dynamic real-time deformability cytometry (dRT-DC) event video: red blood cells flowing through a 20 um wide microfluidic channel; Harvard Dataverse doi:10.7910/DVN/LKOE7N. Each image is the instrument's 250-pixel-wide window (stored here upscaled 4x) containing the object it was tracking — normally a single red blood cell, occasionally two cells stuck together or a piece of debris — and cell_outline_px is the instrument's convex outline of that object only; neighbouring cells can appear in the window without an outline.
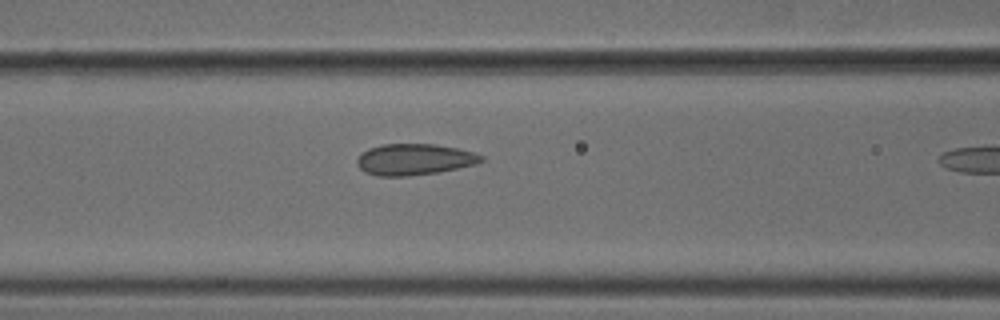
{"species": "common noctule bat (a hibernating species)", "species_latin": "Nyctalus noctula", "temperature_condition": "cold", "stored_images_in_passage": 11, "camera_frame_rate_fps": 3000, "um_per_image_px": 0.085, "animal": {"sex": "male", "body_mass_g": 18.8}, "frame": {"image": 1, "passage_image": 10, "time_ms": 3.0, "image_size_px": [1000, 320], "cell_outline_px": [[484, 160], [476, 164], [436, 172], [408, 176], [376, 176], [364, 172], [356, 164], [356, 160], [360, 152], [368, 148], [384, 144], [436, 144], [456, 148], [472, 152], [484, 156]], "centroid_in_image_um": [35.16, 13.55], "position_along_channel_um": 131.4, "area_um2": 22.66}}